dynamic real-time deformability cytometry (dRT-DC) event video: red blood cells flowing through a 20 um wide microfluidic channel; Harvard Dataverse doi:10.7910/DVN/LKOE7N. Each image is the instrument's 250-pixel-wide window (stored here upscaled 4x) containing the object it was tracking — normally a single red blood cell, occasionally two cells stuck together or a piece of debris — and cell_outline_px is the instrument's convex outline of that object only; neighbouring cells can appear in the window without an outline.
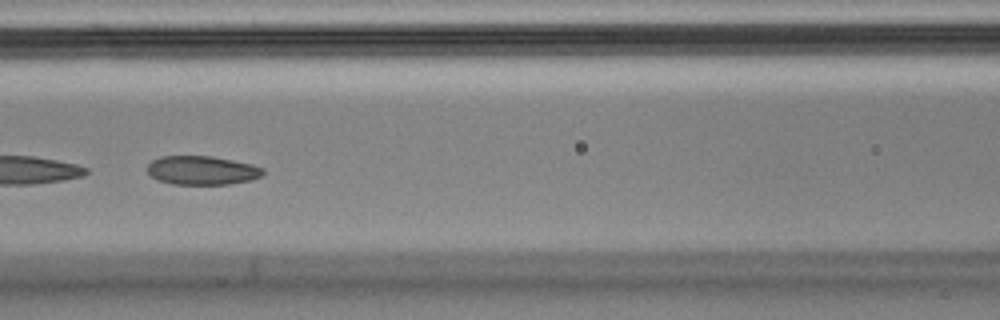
{"species": "Egyptian fruit bat (a non-hibernating species)", "species_latin": "Rousettus aegyptiacus", "temperature_condition": "cold", "stored_images_in_passage": 8, "camera_frame_rate_fps": 3000, "um_per_image_px": 0.085, "animal": {"sex": "male"}, "frame": {"image": 1, "passage_image": 7, "time_ms": 2.0, "image_size_px": [1000, 320], "cell_outline_px": [[264, 172], [260, 176], [248, 180], [228, 184], [172, 184], [156, 180], [148, 172], [148, 164], [152, 160], [160, 156], [212, 156], [252, 164], [264, 168]], "centroid_in_image_um": [17.14, 14.47], "position_along_channel_um": 149.5, "area_um2": 19.36}}
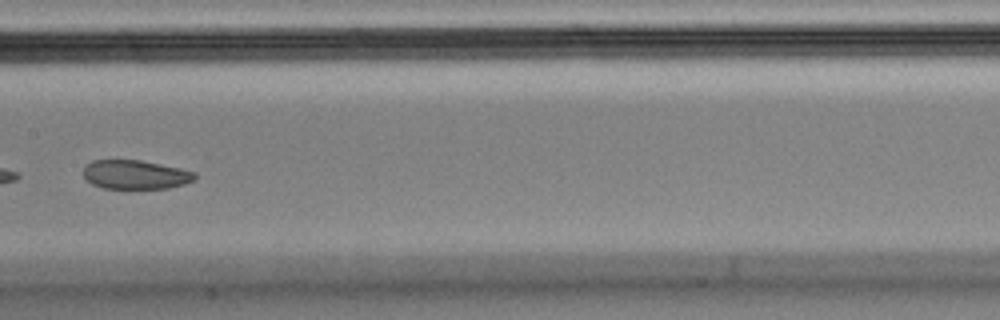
{"frame": {"image": 2, "passage_image": 8, "time_ms": 2.333, "image_size_px": [1000, 320], "cell_outline_px": [[196, 180], [184, 184], [168, 188], [104, 188], [92, 184], [84, 176], [84, 168], [92, 160], [140, 160], [180, 168], [196, 172]], "centroid_in_image_um": [11.55, 14.84], "position_along_channel_um": 195.9, "area_um2": 18.73}}